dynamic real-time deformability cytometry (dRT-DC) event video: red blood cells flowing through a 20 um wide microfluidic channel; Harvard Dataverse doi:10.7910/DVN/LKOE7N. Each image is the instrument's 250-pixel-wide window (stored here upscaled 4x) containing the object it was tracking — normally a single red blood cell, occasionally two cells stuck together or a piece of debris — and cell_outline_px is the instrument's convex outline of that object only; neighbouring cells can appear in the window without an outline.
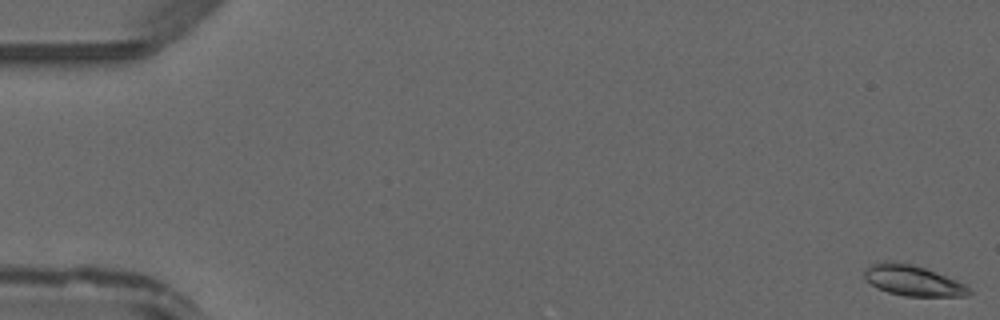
{"species": "common noctule bat (a hibernating species)", "species_latin": "Nyctalus noctula", "temperature_condition": "warm", "stored_images_in_passage": 48, "camera_frame_rate_fps": 3000, "um_per_image_px": 0.085, "animal": {"sex": "male", "forearm_length_mm": 52.5}, "frame": {"image": 1, "passage_image": 1, "time_ms": 0.0, "image_size_px": [1000, 320], "cell_outline_px": [[972, 292], [968, 296], [904, 296], [888, 292], [872, 284], [864, 276], [864, 268], [868, 264], [884, 260], [892, 260], [912, 264], [936, 272], [956, 280], [964, 284]], "centroid_in_image_um": [77.56, 23.82], "position_along_channel_um": 7.4, "area_um2": 18.67}}
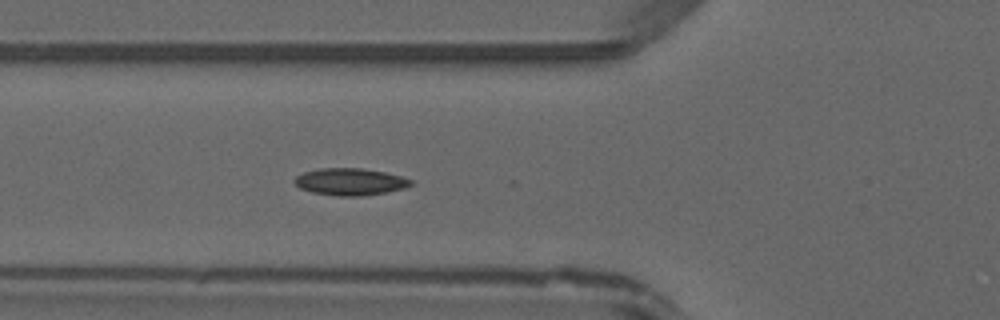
{"frame": {"image": 2, "passage_image": 18, "time_ms": 5.667, "image_size_px": [1000, 320], "cell_outline_px": [[412, 184], [404, 188], [384, 192], [360, 196], [336, 196], [312, 192], [300, 188], [292, 180], [296, 176], [304, 172], [320, 168], [360, 168], [384, 172], [400, 176], [412, 180]], "centroid_in_image_um": [29.72, 15.44], "position_along_channel_um": 96.1, "area_um2": 18.15}}
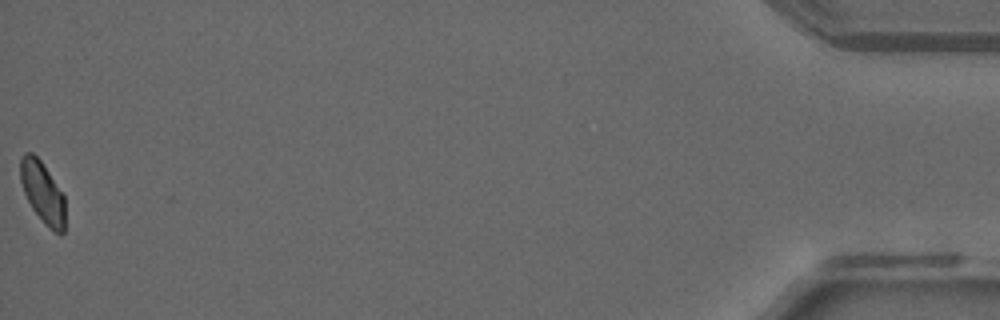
{"frame": {"image": 3, "passage_image": 48, "time_ms": 15.667, "image_size_px": [1000, 320], "cell_outline_px": [[64, 232], [60, 236], [48, 228], [44, 224], [32, 208], [24, 192], [20, 180], [20, 160], [24, 152], [32, 152], [40, 160], [64, 196]], "centroid_in_image_um": [3.61, 16.38], "position_along_channel_um": 431.6, "area_um2": 15.9}}